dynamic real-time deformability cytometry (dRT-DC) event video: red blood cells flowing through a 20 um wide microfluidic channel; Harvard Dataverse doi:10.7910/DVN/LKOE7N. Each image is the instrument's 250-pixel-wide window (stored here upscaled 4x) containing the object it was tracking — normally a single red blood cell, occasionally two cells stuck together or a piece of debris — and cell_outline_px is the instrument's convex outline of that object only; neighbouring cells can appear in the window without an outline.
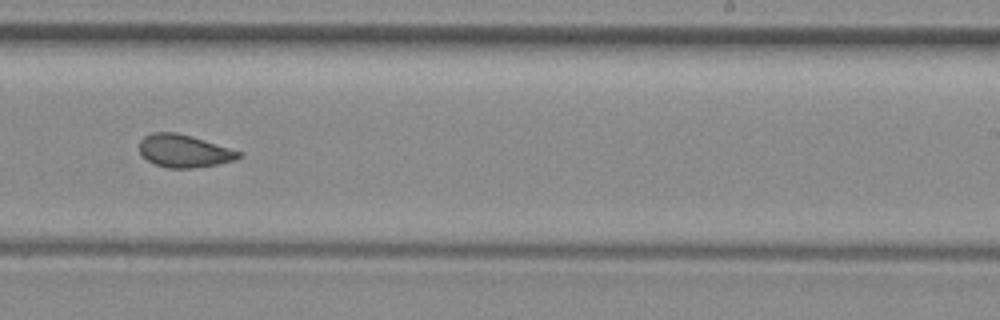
{"species": "common noctule bat (a hibernating species)", "species_latin": "Nyctalus noctula", "temperature_condition": "room temperature", "stored_images_in_passage": 36, "camera_frame_rate_fps": 3000, "um_per_image_px": 0.085, "animal": {"sex": "female", "body_mass_g": 29.2, "forearm_length_mm": 56.3}, "frame": {"image": 1, "passage_image": 16, "time_ms": 5.0, "image_size_px": [1000, 320], "cell_outline_px": [[244, 156], [232, 160], [216, 164], [192, 168], [168, 168], [156, 164], [148, 160], [140, 152], [140, 140], [144, 136], [152, 132], [176, 132], [228, 148], [240, 152]], "centroid_in_image_um": [15.6, 12.83], "position_along_channel_um": 273.4, "area_um2": 18.44}}